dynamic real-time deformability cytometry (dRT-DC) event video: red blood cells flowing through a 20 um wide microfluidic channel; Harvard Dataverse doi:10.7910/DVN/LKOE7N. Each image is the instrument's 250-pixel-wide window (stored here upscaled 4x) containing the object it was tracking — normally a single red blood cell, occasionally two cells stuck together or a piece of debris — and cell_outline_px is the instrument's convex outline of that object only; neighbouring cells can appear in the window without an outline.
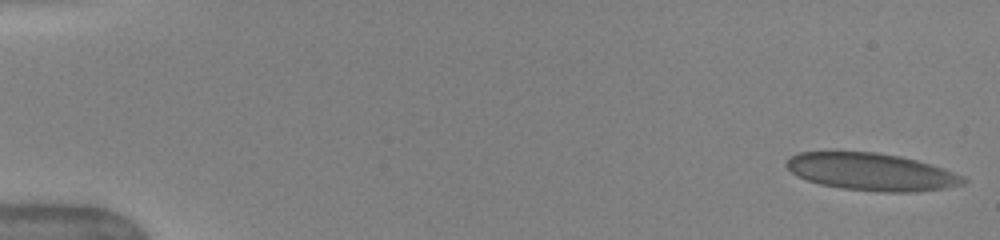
{"species": "human", "species_latin": "Homo sapiens", "temperature_condition": "warm", "stored_images_in_passage": 50, "camera_frame_rate_fps": 3000, "um_per_image_px": 0.085, "donor": {"sex": "female"}, "frame": {"image": 1, "passage_image": 1, "time_ms": 0.0, "image_size_px": [1000, 240], "cell_outline_px": [[968, 180], [964, 184], [944, 188], [916, 192], [884, 192], [840, 188], [820, 184], [796, 176], [784, 164], [792, 156], [800, 152], [876, 152], [900, 156], [916, 160], [964, 176]], "centroid_in_image_um": [74.06, 14.61], "position_along_channel_um": 10.9, "area_um2": 38.21}}
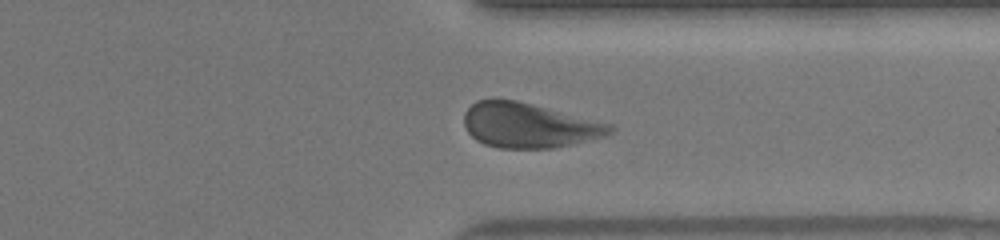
{"frame": {"image": 2, "passage_image": 39, "time_ms": 12.667, "image_size_px": [1000, 240], "cell_outline_px": [[616, 128], [612, 132], [604, 136], [552, 148], [500, 148], [484, 144], [476, 140], [468, 132], [464, 124], [464, 112], [476, 100], [492, 96], [496, 96], [516, 100], [612, 124]], "centroid_in_image_um": [44.89, 10.62], "position_along_channel_um": 366.5, "area_um2": 38.32}}
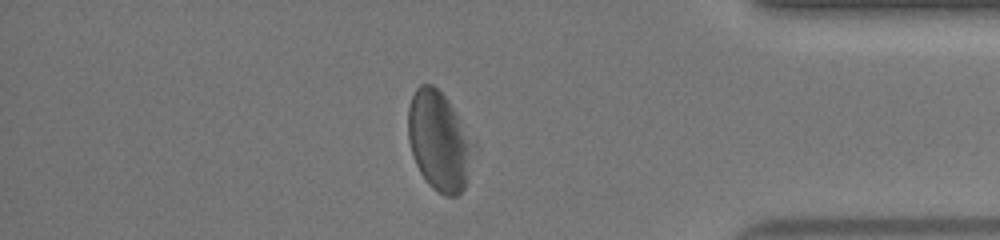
{"frame": {"image": 3, "passage_image": 43, "time_ms": 14.0, "image_size_px": [1000, 240], "cell_outline_px": [[468, 180], [464, 188], [456, 196], [444, 196], [432, 188], [428, 184], [420, 172], [412, 156], [408, 140], [408, 108], [412, 96], [416, 88], [420, 84], [432, 84], [448, 100], [456, 112], [468, 144]], "centroid_in_image_um": [37.2, 11.99], "position_along_channel_um": 398.0, "area_um2": 36.24}, "authors_computed_cell_mechanics": {"area_um2": 38.148, "velocity_mm_per_s": 3.9995, "shape_relaxation_time_tau1_ms": 5.1246, "shape_relaxation_time_tau2_ms": 0.6771, "deformation_change_tau1": 0.1559, "deformation_change_tau2": 0.0452}}